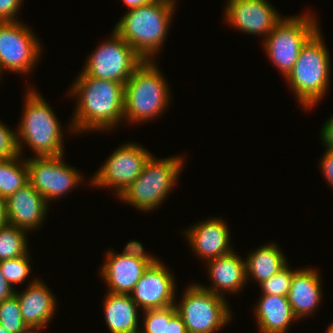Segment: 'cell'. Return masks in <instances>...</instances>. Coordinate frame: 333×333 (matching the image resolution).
Here are the masks:
<instances>
[{"label": "cell", "instance_id": "cell-1", "mask_svg": "<svg viewBox=\"0 0 333 333\" xmlns=\"http://www.w3.org/2000/svg\"><path fill=\"white\" fill-rule=\"evenodd\" d=\"M124 89L125 84L92 78L81 71L70 92L78 99L70 130L115 128L124 120Z\"/></svg>", "mask_w": 333, "mask_h": 333}, {"label": "cell", "instance_id": "cell-2", "mask_svg": "<svg viewBox=\"0 0 333 333\" xmlns=\"http://www.w3.org/2000/svg\"><path fill=\"white\" fill-rule=\"evenodd\" d=\"M175 0H161L156 3L129 9L115 25L114 30L145 61L159 52L167 36L172 14L175 13Z\"/></svg>", "mask_w": 333, "mask_h": 333}, {"label": "cell", "instance_id": "cell-3", "mask_svg": "<svg viewBox=\"0 0 333 333\" xmlns=\"http://www.w3.org/2000/svg\"><path fill=\"white\" fill-rule=\"evenodd\" d=\"M323 41L318 29L301 47L292 71L285 78L305 109L318 105L328 90L331 64Z\"/></svg>", "mask_w": 333, "mask_h": 333}, {"label": "cell", "instance_id": "cell-4", "mask_svg": "<svg viewBox=\"0 0 333 333\" xmlns=\"http://www.w3.org/2000/svg\"><path fill=\"white\" fill-rule=\"evenodd\" d=\"M28 91L24 115L20 120L18 132H15L18 154L22 155L21 143L24 141L36 157L64 155L62 127L54 111L41 94L30 88Z\"/></svg>", "mask_w": 333, "mask_h": 333}, {"label": "cell", "instance_id": "cell-5", "mask_svg": "<svg viewBox=\"0 0 333 333\" xmlns=\"http://www.w3.org/2000/svg\"><path fill=\"white\" fill-rule=\"evenodd\" d=\"M163 79V74L153 60L143 61L133 71L125 83L124 120L137 124L163 113L171 98Z\"/></svg>", "mask_w": 333, "mask_h": 333}, {"label": "cell", "instance_id": "cell-6", "mask_svg": "<svg viewBox=\"0 0 333 333\" xmlns=\"http://www.w3.org/2000/svg\"><path fill=\"white\" fill-rule=\"evenodd\" d=\"M184 158L181 156L156 160L151 155L146 161L142 173L119 196L138 210L150 211L161 205L170 194L183 169Z\"/></svg>", "mask_w": 333, "mask_h": 333}, {"label": "cell", "instance_id": "cell-7", "mask_svg": "<svg viewBox=\"0 0 333 333\" xmlns=\"http://www.w3.org/2000/svg\"><path fill=\"white\" fill-rule=\"evenodd\" d=\"M314 16L282 18L264 39V49L284 78L292 71L301 47L319 29Z\"/></svg>", "mask_w": 333, "mask_h": 333}, {"label": "cell", "instance_id": "cell-8", "mask_svg": "<svg viewBox=\"0 0 333 333\" xmlns=\"http://www.w3.org/2000/svg\"><path fill=\"white\" fill-rule=\"evenodd\" d=\"M226 302L224 297L195 284L188 286L182 300L175 305L188 333H214L231 320Z\"/></svg>", "mask_w": 333, "mask_h": 333}, {"label": "cell", "instance_id": "cell-9", "mask_svg": "<svg viewBox=\"0 0 333 333\" xmlns=\"http://www.w3.org/2000/svg\"><path fill=\"white\" fill-rule=\"evenodd\" d=\"M111 36L92 51L82 72L92 78L125 84L145 60L115 30Z\"/></svg>", "mask_w": 333, "mask_h": 333}, {"label": "cell", "instance_id": "cell-10", "mask_svg": "<svg viewBox=\"0 0 333 333\" xmlns=\"http://www.w3.org/2000/svg\"><path fill=\"white\" fill-rule=\"evenodd\" d=\"M21 21L0 22V75L3 69L29 74L38 62L42 47Z\"/></svg>", "mask_w": 333, "mask_h": 333}, {"label": "cell", "instance_id": "cell-11", "mask_svg": "<svg viewBox=\"0 0 333 333\" xmlns=\"http://www.w3.org/2000/svg\"><path fill=\"white\" fill-rule=\"evenodd\" d=\"M152 154L136 143L123 144L118 147L94 174L90 183L99 187L115 189L120 196L142 173L146 161Z\"/></svg>", "mask_w": 333, "mask_h": 333}, {"label": "cell", "instance_id": "cell-12", "mask_svg": "<svg viewBox=\"0 0 333 333\" xmlns=\"http://www.w3.org/2000/svg\"><path fill=\"white\" fill-rule=\"evenodd\" d=\"M62 159L63 155L26 158L28 182L47 203L49 200L61 198L81 181L80 173Z\"/></svg>", "mask_w": 333, "mask_h": 333}, {"label": "cell", "instance_id": "cell-13", "mask_svg": "<svg viewBox=\"0 0 333 333\" xmlns=\"http://www.w3.org/2000/svg\"><path fill=\"white\" fill-rule=\"evenodd\" d=\"M174 282L171 272L159 260L148 266L130 296L139 310L166 308L177 303Z\"/></svg>", "mask_w": 333, "mask_h": 333}, {"label": "cell", "instance_id": "cell-14", "mask_svg": "<svg viewBox=\"0 0 333 333\" xmlns=\"http://www.w3.org/2000/svg\"><path fill=\"white\" fill-rule=\"evenodd\" d=\"M225 20L242 32L265 35L283 18L267 0H228Z\"/></svg>", "mask_w": 333, "mask_h": 333}, {"label": "cell", "instance_id": "cell-15", "mask_svg": "<svg viewBox=\"0 0 333 333\" xmlns=\"http://www.w3.org/2000/svg\"><path fill=\"white\" fill-rule=\"evenodd\" d=\"M8 224L27 230L41 225L47 213L46 199L28 182L6 198Z\"/></svg>", "mask_w": 333, "mask_h": 333}, {"label": "cell", "instance_id": "cell-16", "mask_svg": "<svg viewBox=\"0 0 333 333\" xmlns=\"http://www.w3.org/2000/svg\"><path fill=\"white\" fill-rule=\"evenodd\" d=\"M229 227L222 219L199 222L185 231L192 251L205 261L225 256L234 250L229 246Z\"/></svg>", "mask_w": 333, "mask_h": 333}, {"label": "cell", "instance_id": "cell-17", "mask_svg": "<svg viewBox=\"0 0 333 333\" xmlns=\"http://www.w3.org/2000/svg\"><path fill=\"white\" fill-rule=\"evenodd\" d=\"M108 251L101 269V277L108 284V292L130 294L140 280L148 264L135 257Z\"/></svg>", "mask_w": 333, "mask_h": 333}, {"label": "cell", "instance_id": "cell-18", "mask_svg": "<svg viewBox=\"0 0 333 333\" xmlns=\"http://www.w3.org/2000/svg\"><path fill=\"white\" fill-rule=\"evenodd\" d=\"M15 295L20 305L23 321L27 326H43L53 318L56 298L46 284L35 279L27 289Z\"/></svg>", "mask_w": 333, "mask_h": 333}, {"label": "cell", "instance_id": "cell-19", "mask_svg": "<svg viewBox=\"0 0 333 333\" xmlns=\"http://www.w3.org/2000/svg\"><path fill=\"white\" fill-rule=\"evenodd\" d=\"M208 274L212 285L203 286L202 288L213 292L215 295L223 297L221 291H230L237 293L247 282L246 263L234 251L218 258L210 259L207 262Z\"/></svg>", "mask_w": 333, "mask_h": 333}, {"label": "cell", "instance_id": "cell-20", "mask_svg": "<svg viewBox=\"0 0 333 333\" xmlns=\"http://www.w3.org/2000/svg\"><path fill=\"white\" fill-rule=\"evenodd\" d=\"M320 275L317 270H297L291 281L287 299L298 319L306 317L318 308L322 300Z\"/></svg>", "mask_w": 333, "mask_h": 333}, {"label": "cell", "instance_id": "cell-21", "mask_svg": "<svg viewBox=\"0 0 333 333\" xmlns=\"http://www.w3.org/2000/svg\"><path fill=\"white\" fill-rule=\"evenodd\" d=\"M255 316L261 333H287L293 320H298L285 296L262 295L256 303Z\"/></svg>", "mask_w": 333, "mask_h": 333}, {"label": "cell", "instance_id": "cell-22", "mask_svg": "<svg viewBox=\"0 0 333 333\" xmlns=\"http://www.w3.org/2000/svg\"><path fill=\"white\" fill-rule=\"evenodd\" d=\"M105 321L111 333H138V309L130 294L108 292L103 303Z\"/></svg>", "mask_w": 333, "mask_h": 333}, {"label": "cell", "instance_id": "cell-23", "mask_svg": "<svg viewBox=\"0 0 333 333\" xmlns=\"http://www.w3.org/2000/svg\"><path fill=\"white\" fill-rule=\"evenodd\" d=\"M280 249L276 243H270L251 252L245 259L247 280L253 277L260 285L288 264Z\"/></svg>", "mask_w": 333, "mask_h": 333}, {"label": "cell", "instance_id": "cell-24", "mask_svg": "<svg viewBox=\"0 0 333 333\" xmlns=\"http://www.w3.org/2000/svg\"><path fill=\"white\" fill-rule=\"evenodd\" d=\"M21 156L18 154L14 157L0 159L1 197L7 198L28 183L26 160L20 159Z\"/></svg>", "mask_w": 333, "mask_h": 333}, {"label": "cell", "instance_id": "cell-25", "mask_svg": "<svg viewBox=\"0 0 333 333\" xmlns=\"http://www.w3.org/2000/svg\"><path fill=\"white\" fill-rule=\"evenodd\" d=\"M25 233L10 224L0 228V261L21 257L29 251Z\"/></svg>", "mask_w": 333, "mask_h": 333}, {"label": "cell", "instance_id": "cell-26", "mask_svg": "<svg viewBox=\"0 0 333 333\" xmlns=\"http://www.w3.org/2000/svg\"><path fill=\"white\" fill-rule=\"evenodd\" d=\"M0 325L10 333H19L27 326L15 294L0 303Z\"/></svg>", "mask_w": 333, "mask_h": 333}, {"label": "cell", "instance_id": "cell-27", "mask_svg": "<svg viewBox=\"0 0 333 333\" xmlns=\"http://www.w3.org/2000/svg\"><path fill=\"white\" fill-rule=\"evenodd\" d=\"M28 252L18 258L0 261L1 272L5 279L13 286L22 283L30 275V260Z\"/></svg>", "mask_w": 333, "mask_h": 333}, {"label": "cell", "instance_id": "cell-28", "mask_svg": "<svg viewBox=\"0 0 333 333\" xmlns=\"http://www.w3.org/2000/svg\"><path fill=\"white\" fill-rule=\"evenodd\" d=\"M177 312L176 305L162 309L144 310V327L140 333H165L166 322Z\"/></svg>", "mask_w": 333, "mask_h": 333}, {"label": "cell", "instance_id": "cell-29", "mask_svg": "<svg viewBox=\"0 0 333 333\" xmlns=\"http://www.w3.org/2000/svg\"><path fill=\"white\" fill-rule=\"evenodd\" d=\"M296 271L297 270L291 271L286 264L268 280L260 284L263 295H280L287 297L292 278Z\"/></svg>", "mask_w": 333, "mask_h": 333}, {"label": "cell", "instance_id": "cell-30", "mask_svg": "<svg viewBox=\"0 0 333 333\" xmlns=\"http://www.w3.org/2000/svg\"><path fill=\"white\" fill-rule=\"evenodd\" d=\"M18 155L16 133L0 122V159Z\"/></svg>", "mask_w": 333, "mask_h": 333}, {"label": "cell", "instance_id": "cell-31", "mask_svg": "<svg viewBox=\"0 0 333 333\" xmlns=\"http://www.w3.org/2000/svg\"><path fill=\"white\" fill-rule=\"evenodd\" d=\"M124 255L135 257L146 262L149 266L156 264L159 260L144 252L143 245L139 241H129L124 248Z\"/></svg>", "mask_w": 333, "mask_h": 333}, {"label": "cell", "instance_id": "cell-32", "mask_svg": "<svg viewBox=\"0 0 333 333\" xmlns=\"http://www.w3.org/2000/svg\"><path fill=\"white\" fill-rule=\"evenodd\" d=\"M23 0H0V22L17 21L18 9Z\"/></svg>", "mask_w": 333, "mask_h": 333}, {"label": "cell", "instance_id": "cell-33", "mask_svg": "<svg viewBox=\"0 0 333 333\" xmlns=\"http://www.w3.org/2000/svg\"><path fill=\"white\" fill-rule=\"evenodd\" d=\"M321 160V169L324 172L323 176H325L330 184V186L333 187V151L327 149V151L324 153V156H322Z\"/></svg>", "mask_w": 333, "mask_h": 333}, {"label": "cell", "instance_id": "cell-34", "mask_svg": "<svg viewBox=\"0 0 333 333\" xmlns=\"http://www.w3.org/2000/svg\"><path fill=\"white\" fill-rule=\"evenodd\" d=\"M165 333H188L181 315L176 312L169 322H166Z\"/></svg>", "mask_w": 333, "mask_h": 333}, {"label": "cell", "instance_id": "cell-35", "mask_svg": "<svg viewBox=\"0 0 333 333\" xmlns=\"http://www.w3.org/2000/svg\"><path fill=\"white\" fill-rule=\"evenodd\" d=\"M321 130V139L326 149L333 151V115L324 123Z\"/></svg>", "mask_w": 333, "mask_h": 333}, {"label": "cell", "instance_id": "cell-36", "mask_svg": "<svg viewBox=\"0 0 333 333\" xmlns=\"http://www.w3.org/2000/svg\"><path fill=\"white\" fill-rule=\"evenodd\" d=\"M14 290L12 285L3 276L0 268V303L5 299L12 297L15 294Z\"/></svg>", "mask_w": 333, "mask_h": 333}, {"label": "cell", "instance_id": "cell-37", "mask_svg": "<svg viewBox=\"0 0 333 333\" xmlns=\"http://www.w3.org/2000/svg\"><path fill=\"white\" fill-rule=\"evenodd\" d=\"M8 224L6 198L0 196V228Z\"/></svg>", "mask_w": 333, "mask_h": 333}, {"label": "cell", "instance_id": "cell-38", "mask_svg": "<svg viewBox=\"0 0 333 333\" xmlns=\"http://www.w3.org/2000/svg\"><path fill=\"white\" fill-rule=\"evenodd\" d=\"M129 9L159 2L161 0H122Z\"/></svg>", "mask_w": 333, "mask_h": 333}, {"label": "cell", "instance_id": "cell-39", "mask_svg": "<svg viewBox=\"0 0 333 333\" xmlns=\"http://www.w3.org/2000/svg\"><path fill=\"white\" fill-rule=\"evenodd\" d=\"M43 329V326H26L22 331L19 333H38L40 329Z\"/></svg>", "mask_w": 333, "mask_h": 333}, {"label": "cell", "instance_id": "cell-40", "mask_svg": "<svg viewBox=\"0 0 333 333\" xmlns=\"http://www.w3.org/2000/svg\"><path fill=\"white\" fill-rule=\"evenodd\" d=\"M325 333H333V323L330 324Z\"/></svg>", "mask_w": 333, "mask_h": 333}, {"label": "cell", "instance_id": "cell-41", "mask_svg": "<svg viewBox=\"0 0 333 333\" xmlns=\"http://www.w3.org/2000/svg\"><path fill=\"white\" fill-rule=\"evenodd\" d=\"M0 333H10L0 325Z\"/></svg>", "mask_w": 333, "mask_h": 333}]
</instances>
